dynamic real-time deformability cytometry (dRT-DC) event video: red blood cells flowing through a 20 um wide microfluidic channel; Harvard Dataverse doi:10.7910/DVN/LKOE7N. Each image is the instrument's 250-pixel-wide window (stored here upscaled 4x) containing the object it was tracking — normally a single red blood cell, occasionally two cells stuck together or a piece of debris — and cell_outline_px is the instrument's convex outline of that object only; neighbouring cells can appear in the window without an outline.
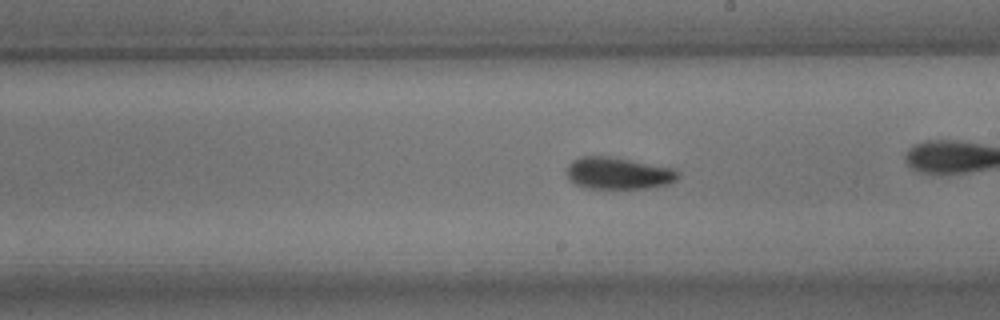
{"species": "common noctule bat (a hibernating species)", "species_latin": "Nyctalus noctula", "temperature_condition": "room temperature", "stored_images_in_passage": 40, "camera_frame_rate_fps": 3000, "um_per_image_px": 0.085, "animal": {"sex": "male", "body_mass_g": 15.6}, "frame": {"image": 1, "passage_image": 18, "time_ms": 5.667, "image_size_px": [1000, 320], "cell_outline_px": [[680, 176], [676, 180], [668, 184], [648, 188], [584, 188], [568, 180], [568, 164], [572, 160], [580, 156], [608, 156], [672, 168], [680, 172]], "centroid_in_image_um": [52.54, 14.73], "position_along_channel_um": 236.5, "area_um2": 20.63}, "authors_computed_cell_mechanics": {"area_um2": 20.2589, "velocity_mm_per_s": 3.7684, "shape_relaxation_time_tau1_ms": 3.5068, "shape_relaxation_time_tau2_ms": 1.6268, "deformation_change_tau1": 0.1275, "deformation_change_tau2": 0.0789}}